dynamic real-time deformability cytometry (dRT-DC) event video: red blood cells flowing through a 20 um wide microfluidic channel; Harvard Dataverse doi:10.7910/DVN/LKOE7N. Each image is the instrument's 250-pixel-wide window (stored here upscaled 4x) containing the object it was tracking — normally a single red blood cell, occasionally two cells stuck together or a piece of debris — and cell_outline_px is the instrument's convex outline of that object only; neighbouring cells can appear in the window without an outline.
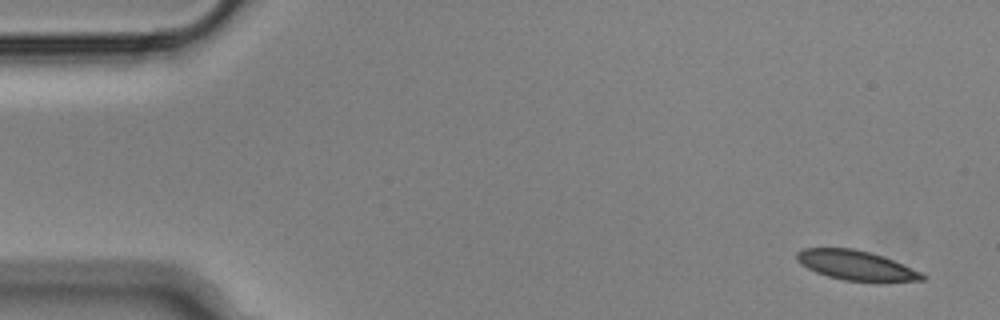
{"species": "Egyptian fruit bat (a non-hibernating species)", "species_latin": "Rousettus aegyptiacus", "temperature_condition": "cold", "stored_images_in_passage": 7, "camera_frame_rate_fps": 3000, "um_per_image_px": 0.085, "animal": {"sex": "male"}, "frame": {"image": 1, "passage_image": 1, "time_ms": 0.0, "image_size_px": [1000, 320], "cell_outline_px": [[924, 280], [884, 284], [880, 284], [844, 280], [828, 276], [816, 272], [800, 264], [796, 260], [796, 252], [804, 248], [852, 248], [884, 256], [920, 272], [924, 276]], "centroid_in_image_um": [72.8, 22.6], "position_along_channel_um": 12.2, "area_um2": 22.2}}
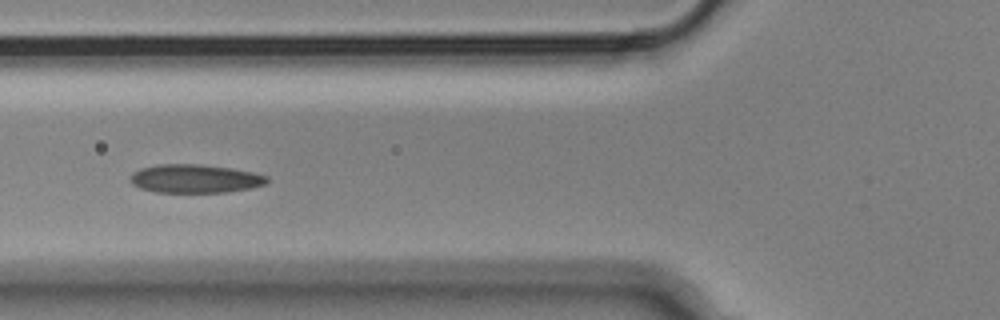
{"frame": {"image": 2, "passage_image": 6, "time_ms": 1.667, "image_size_px": [1000, 320], "cell_outline_px": [[268, 180], [264, 184], [248, 188], [228, 192], [156, 192], [140, 188], [132, 184], [128, 180], [132, 172], [140, 168], [156, 164], [200, 164], [232, 168], [252, 172], [268, 176]], "centroid_in_image_um": [16.52, 15.17], "position_along_channel_um": 109.3, "area_um2": 22.77}}
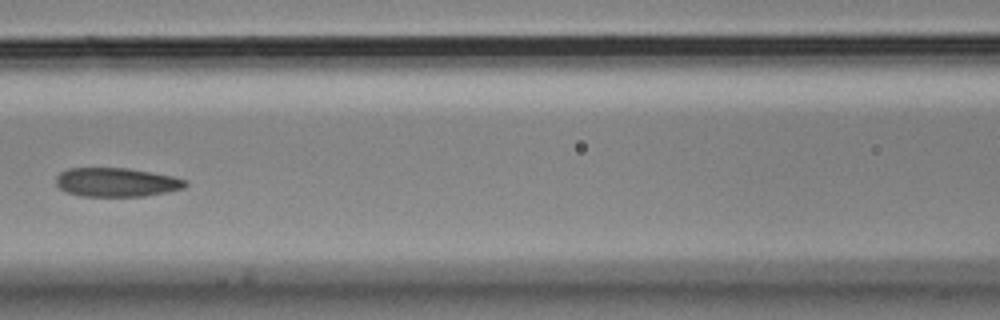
{"frame": {"image": 3, "passage_image": 7, "time_ms": 2.0, "image_size_px": [1000, 320], "cell_outline_px": [[188, 184], [184, 188], [168, 192], [144, 196], [84, 196], [68, 192], [60, 188], [56, 184], [56, 176], [60, 172], [68, 168], [128, 168], [152, 172], [172, 176], [188, 180]], "centroid_in_image_um": [9.93, 15.48], "position_along_channel_um": 156.7, "area_um2": 21.85}}